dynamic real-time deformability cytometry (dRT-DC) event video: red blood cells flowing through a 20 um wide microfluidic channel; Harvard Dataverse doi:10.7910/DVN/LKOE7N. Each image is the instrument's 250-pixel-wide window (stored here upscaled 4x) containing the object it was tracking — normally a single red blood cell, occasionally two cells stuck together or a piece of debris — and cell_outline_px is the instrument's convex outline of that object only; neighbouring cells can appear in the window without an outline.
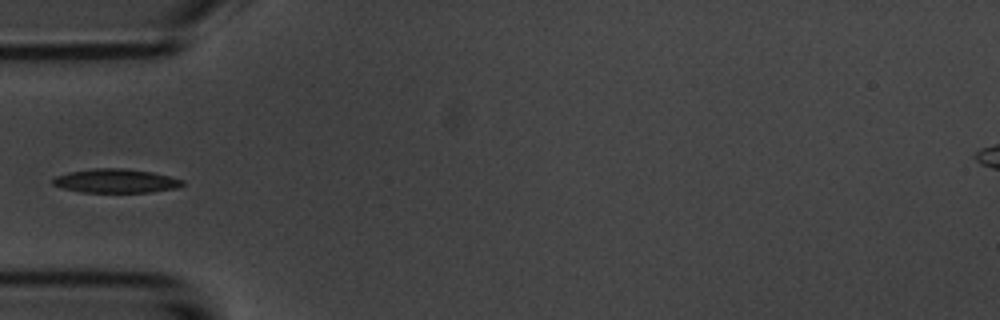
{"species": "common noctule bat (a hibernating species)", "species_latin": "Nyctalus noctula", "temperature_condition": "room temperature", "stored_images_in_passage": 5, "camera_frame_rate_fps": 3000, "um_per_image_px": 0.085, "animal": {"sex": "male", "body_mass_g": 20.1, "forearm_length_mm": 53.5}, "frame": {"image": 1, "passage_image": 5, "time_ms": 4.667, "image_size_px": [1000, 320], "cell_outline_px": [[184, 184], [176, 188], [148, 192], [80, 192], [64, 188], [52, 184], [52, 180], [56, 176], [68, 172], [96, 168], [124, 168], [152, 172], [184, 180]], "centroid_in_image_um": [9.83, 15.37], "position_along_channel_um": 75.2, "area_um2": 17.92}}